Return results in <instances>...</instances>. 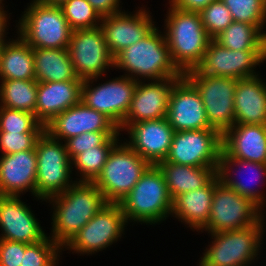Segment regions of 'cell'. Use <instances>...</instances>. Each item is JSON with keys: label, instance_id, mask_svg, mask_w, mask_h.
Returning a JSON list of instances; mask_svg holds the SVG:
<instances>
[{"label": "cell", "instance_id": "83f0119b", "mask_svg": "<svg viewBox=\"0 0 266 266\" xmlns=\"http://www.w3.org/2000/svg\"><path fill=\"white\" fill-rule=\"evenodd\" d=\"M13 38L0 45V80L35 79L33 48L18 34Z\"/></svg>", "mask_w": 266, "mask_h": 266}, {"label": "cell", "instance_id": "ba28073f", "mask_svg": "<svg viewBox=\"0 0 266 266\" xmlns=\"http://www.w3.org/2000/svg\"><path fill=\"white\" fill-rule=\"evenodd\" d=\"M149 166L121 139L110 151L100 175L93 183L107 203L119 204Z\"/></svg>", "mask_w": 266, "mask_h": 266}, {"label": "cell", "instance_id": "f6af8a7d", "mask_svg": "<svg viewBox=\"0 0 266 266\" xmlns=\"http://www.w3.org/2000/svg\"><path fill=\"white\" fill-rule=\"evenodd\" d=\"M37 1L46 5L60 6L63 2L67 0H37Z\"/></svg>", "mask_w": 266, "mask_h": 266}, {"label": "cell", "instance_id": "f35d334b", "mask_svg": "<svg viewBox=\"0 0 266 266\" xmlns=\"http://www.w3.org/2000/svg\"><path fill=\"white\" fill-rule=\"evenodd\" d=\"M120 132H85L65 141L69 158L82 153L85 149L101 146L109 137H121Z\"/></svg>", "mask_w": 266, "mask_h": 266}, {"label": "cell", "instance_id": "7a4b0ae2", "mask_svg": "<svg viewBox=\"0 0 266 266\" xmlns=\"http://www.w3.org/2000/svg\"><path fill=\"white\" fill-rule=\"evenodd\" d=\"M137 82L182 77L173 63L164 32L156 26L147 36L114 57V69Z\"/></svg>", "mask_w": 266, "mask_h": 266}, {"label": "cell", "instance_id": "2e32d148", "mask_svg": "<svg viewBox=\"0 0 266 266\" xmlns=\"http://www.w3.org/2000/svg\"><path fill=\"white\" fill-rule=\"evenodd\" d=\"M135 7L136 10L124 9L102 17L103 30L107 48L114 58L119 52L135 44L147 36L158 24L152 12L145 5Z\"/></svg>", "mask_w": 266, "mask_h": 266}, {"label": "cell", "instance_id": "4316f807", "mask_svg": "<svg viewBox=\"0 0 266 266\" xmlns=\"http://www.w3.org/2000/svg\"><path fill=\"white\" fill-rule=\"evenodd\" d=\"M261 76L237 79L234 124H266V80Z\"/></svg>", "mask_w": 266, "mask_h": 266}, {"label": "cell", "instance_id": "f546056e", "mask_svg": "<svg viewBox=\"0 0 266 266\" xmlns=\"http://www.w3.org/2000/svg\"><path fill=\"white\" fill-rule=\"evenodd\" d=\"M33 61L37 82L82 80L75 74L68 48H33Z\"/></svg>", "mask_w": 266, "mask_h": 266}, {"label": "cell", "instance_id": "ffe728a7", "mask_svg": "<svg viewBox=\"0 0 266 266\" xmlns=\"http://www.w3.org/2000/svg\"><path fill=\"white\" fill-rule=\"evenodd\" d=\"M123 132L128 138L122 141L150 165H157L166 159L175 131L165 117L130 124Z\"/></svg>", "mask_w": 266, "mask_h": 266}, {"label": "cell", "instance_id": "9c48e42d", "mask_svg": "<svg viewBox=\"0 0 266 266\" xmlns=\"http://www.w3.org/2000/svg\"><path fill=\"white\" fill-rule=\"evenodd\" d=\"M128 222L119 204L107 203L63 248L74 255L92 256L124 237Z\"/></svg>", "mask_w": 266, "mask_h": 266}, {"label": "cell", "instance_id": "4dcf8cb0", "mask_svg": "<svg viewBox=\"0 0 266 266\" xmlns=\"http://www.w3.org/2000/svg\"><path fill=\"white\" fill-rule=\"evenodd\" d=\"M214 40L230 50H266V31L245 22L233 21Z\"/></svg>", "mask_w": 266, "mask_h": 266}, {"label": "cell", "instance_id": "52a82bcc", "mask_svg": "<svg viewBox=\"0 0 266 266\" xmlns=\"http://www.w3.org/2000/svg\"><path fill=\"white\" fill-rule=\"evenodd\" d=\"M35 152L37 174L33 200L42 203L52 196L63 193L76 181L73 180L74 173L65 142L53 138L44 130L36 141Z\"/></svg>", "mask_w": 266, "mask_h": 266}, {"label": "cell", "instance_id": "bcb514c9", "mask_svg": "<svg viewBox=\"0 0 266 266\" xmlns=\"http://www.w3.org/2000/svg\"><path fill=\"white\" fill-rule=\"evenodd\" d=\"M4 2H5L4 0H0V9H7L6 7H8V5H6V3Z\"/></svg>", "mask_w": 266, "mask_h": 266}, {"label": "cell", "instance_id": "ee69618b", "mask_svg": "<svg viewBox=\"0 0 266 266\" xmlns=\"http://www.w3.org/2000/svg\"><path fill=\"white\" fill-rule=\"evenodd\" d=\"M9 11L6 9H0V44L4 43L7 38H9L7 35L9 32V26H10V14Z\"/></svg>", "mask_w": 266, "mask_h": 266}, {"label": "cell", "instance_id": "8fae6325", "mask_svg": "<svg viewBox=\"0 0 266 266\" xmlns=\"http://www.w3.org/2000/svg\"><path fill=\"white\" fill-rule=\"evenodd\" d=\"M184 76L199 91L209 125L221 134L234 125L237 79L201 74L195 68Z\"/></svg>", "mask_w": 266, "mask_h": 266}, {"label": "cell", "instance_id": "9a60e30c", "mask_svg": "<svg viewBox=\"0 0 266 266\" xmlns=\"http://www.w3.org/2000/svg\"><path fill=\"white\" fill-rule=\"evenodd\" d=\"M266 62V50H230L212 39L196 70L211 76L246 79L260 75L257 66Z\"/></svg>", "mask_w": 266, "mask_h": 266}, {"label": "cell", "instance_id": "8d00e7d4", "mask_svg": "<svg viewBox=\"0 0 266 266\" xmlns=\"http://www.w3.org/2000/svg\"><path fill=\"white\" fill-rule=\"evenodd\" d=\"M235 22L259 25L266 30V0H221Z\"/></svg>", "mask_w": 266, "mask_h": 266}, {"label": "cell", "instance_id": "d6a6232c", "mask_svg": "<svg viewBox=\"0 0 266 266\" xmlns=\"http://www.w3.org/2000/svg\"><path fill=\"white\" fill-rule=\"evenodd\" d=\"M38 82L0 80V106L35 114Z\"/></svg>", "mask_w": 266, "mask_h": 266}, {"label": "cell", "instance_id": "836d02e7", "mask_svg": "<svg viewBox=\"0 0 266 266\" xmlns=\"http://www.w3.org/2000/svg\"><path fill=\"white\" fill-rule=\"evenodd\" d=\"M59 7L73 31L101 25L102 17L87 0H67Z\"/></svg>", "mask_w": 266, "mask_h": 266}, {"label": "cell", "instance_id": "7c38bea8", "mask_svg": "<svg viewBox=\"0 0 266 266\" xmlns=\"http://www.w3.org/2000/svg\"><path fill=\"white\" fill-rule=\"evenodd\" d=\"M101 78L84 80L81 101L87 107L103 113L119 128L130 108L137 81L124 75L111 80L102 79L104 83L99 82Z\"/></svg>", "mask_w": 266, "mask_h": 266}, {"label": "cell", "instance_id": "1f68e13d", "mask_svg": "<svg viewBox=\"0 0 266 266\" xmlns=\"http://www.w3.org/2000/svg\"><path fill=\"white\" fill-rule=\"evenodd\" d=\"M123 136L122 133V137H109L101 146L85 149L82 153L74 156L71 159V169L78 177L74 178L75 181L93 183L100 175L110 151L124 138Z\"/></svg>", "mask_w": 266, "mask_h": 266}, {"label": "cell", "instance_id": "6da1fadb", "mask_svg": "<svg viewBox=\"0 0 266 266\" xmlns=\"http://www.w3.org/2000/svg\"><path fill=\"white\" fill-rule=\"evenodd\" d=\"M51 233L48 236L62 249L106 204L94 183L75 182L63 193L48 198Z\"/></svg>", "mask_w": 266, "mask_h": 266}, {"label": "cell", "instance_id": "7bdbcfd3", "mask_svg": "<svg viewBox=\"0 0 266 266\" xmlns=\"http://www.w3.org/2000/svg\"><path fill=\"white\" fill-rule=\"evenodd\" d=\"M174 7L185 10L199 12L215 0H167Z\"/></svg>", "mask_w": 266, "mask_h": 266}, {"label": "cell", "instance_id": "e0dca14e", "mask_svg": "<svg viewBox=\"0 0 266 266\" xmlns=\"http://www.w3.org/2000/svg\"><path fill=\"white\" fill-rule=\"evenodd\" d=\"M216 174L224 185L230 187L242 197L249 198L266 213L264 211L266 210V194L264 188L261 187L266 184V164L220 154ZM244 176L246 178L249 176V180H246Z\"/></svg>", "mask_w": 266, "mask_h": 266}, {"label": "cell", "instance_id": "ac0fdd59", "mask_svg": "<svg viewBox=\"0 0 266 266\" xmlns=\"http://www.w3.org/2000/svg\"><path fill=\"white\" fill-rule=\"evenodd\" d=\"M28 205L22 196L0 195V239L34 244L48 236Z\"/></svg>", "mask_w": 266, "mask_h": 266}, {"label": "cell", "instance_id": "f1b7e54d", "mask_svg": "<svg viewBox=\"0 0 266 266\" xmlns=\"http://www.w3.org/2000/svg\"><path fill=\"white\" fill-rule=\"evenodd\" d=\"M161 170L168 191L174 199L178 195L204 187L215 175L218 167H194L161 161Z\"/></svg>", "mask_w": 266, "mask_h": 266}, {"label": "cell", "instance_id": "d4e9b609", "mask_svg": "<svg viewBox=\"0 0 266 266\" xmlns=\"http://www.w3.org/2000/svg\"><path fill=\"white\" fill-rule=\"evenodd\" d=\"M221 154L266 164V124H234L222 134Z\"/></svg>", "mask_w": 266, "mask_h": 266}, {"label": "cell", "instance_id": "60d3db41", "mask_svg": "<svg viewBox=\"0 0 266 266\" xmlns=\"http://www.w3.org/2000/svg\"><path fill=\"white\" fill-rule=\"evenodd\" d=\"M29 244L0 239V266H20Z\"/></svg>", "mask_w": 266, "mask_h": 266}, {"label": "cell", "instance_id": "30bf717a", "mask_svg": "<svg viewBox=\"0 0 266 266\" xmlns=\"http://www.w3.org/2000/svg\"><path fill=\"white\" fill-rule=\"evenodd\" d=\"M249 198L219 181L215 185L208 222L198 231L217 233L252 227L265 215Z\"/></svg>", "mask_w": 266, "mask_h": 266}, {"label": "cell", "instance_id": "5bb4252c", "mask_svg": "<svg viewBox=\"0 0 266 266\" xmlns=\"http://www.w3.org/2000/svg\"><path fill=\"white\" fill-rule=\"evenodd\" d=\"M222 134L214 128L175 131L166 162L194 167H218Z\"/></svg>", "mask_w": 266, "mask_h": 266}, {"label": "cell", "instance_id": "8992f818", "mask_svg": "<svg viewBox=\"0 0 266 266\" xmlns=\"http://www.w3.org/2000/svg\"><path fill=\"white\" fill-rule=\"evenodd\" d=\"M20 16L16 33L32 48H68L73 30L59 6L31 0Z\"/></svg>", "mask_w": 266, "mask_h": 266}, {"label": "cell", "instance_id": "ab89813d", "mask_svg": "<svg viewBox=\"0 0 266 266\" xmlns=\"http://www.w3.org/2000/svg\"><path fill=\"white\" fill-rule=\"evenodd\" d=\"M41 134L0 132L1 155L33 149Z\"/></svg>", "mask_w": 266, "mask_h": 266}, {"label": "cell", "instance_id": "b9f144b4", "mask_svg": "<svg viewBox=\"0 0 266 266\" xmlns=\"http://www.w3.org/2000/svg\"><path fill=\"white\" fill-rule=\"evenodd\" d=\"M101 17L109 16L122 10L121 0H87Z\"/></svg>", "mask_w": 266, "mask_h": 266}, {"label": "cell", "instance_id": "4fadbf2b", "mask_svg": "<svg viewBox=\"0 0 266 266\" xmlns=\"http://www.w3.org/2000/svg\"><path fill=\"white\" fill-rule=\"evenodd\" d=\"M68 51L75 74L82 80L101 76L106 79V73L114 69V58L101 26L73 31Z\"/></svg>", "mask_w": 266, "mask_h": 266}, {"label": "cell", "instance_id": "d6986e66", "mask_svg": "<svg viewBox=\"0 0 266 266\" xmlns=\"http://www.w3.org/2000/svg\"><path fill=\"white\" fill-rule=\"evenodd\" d=\"M166 118L174 131L212 128L199 91L184 75L171 90Z\"/></svg>", "mask_w": 266, "mask_h": 266}, {"label": "cell", "instance_id": "44dd1931", "mask_svg": "<svg viewBox=\"0 0 266 266\" xmlns=\"http://www.w3.org/2000/svg\"><path fill=\"white\" fill-rule=\"evenodd\" d=\"M181 77L157 81H139L126 117L119 132L130 124L166 117L169 97L174 84Z\"/></svg>", "mask_w": 266, "mask_h": 266}, {"label": "cell", "instance_id": "d590c367", "mask_svg": "<svg viewBox=\"0 0 266 266\" xmlns=\"http://www.w3.org/2000/svg\"><path fill=\"white\" fill-rule=\"evenodd\" d=\"M62 251L63 249L47 236L41 242L29 244L25 248L20 266H59Z\"/></svg>", "mask_w": 266, "mask_h": 266}, {"label": "cell", "instance_id": "e575fe53", "mask_svg": "<svg viewBox=\"0 0 266 266\" xmlns=\"http://www.w3.org/2000/svg\"><path fill=\"white\" fill-rule=\"evenodd\" d=\"M44 130L35 114L0 106V132L43 133Z\"/></svg>", "mask_w": 266, "mask_h": 266}, {"label": "cell", "instance_id": "5b68a950", "mask_svg": "<svg viewBox=\"0 0 266 266\" xmlns=\"http://www.w3.org/2000/svg\"><path fill=\"white\" fill-rule=\"evenodd\" d=\"M173 199L157 165H150L119 203L128 224L160 225L172 211Z\"/></svg>", "mask_w": 266, "mask_h": 266}, {"label": "cell", "instance_id": "cb8c5ba5", "mask_svg": "<svg viewBox=\"0 0 266 266\" xmlns=\"http://www.w3.org/2000/svg\"><path fill=\"white\" fill-rule=\"evenodd\" d=\"M84 80L38 82L35 117L45 127L58 114L81 102Z\"/></svg>", "mask_w": 266, "mask_h": 266}, {"label": "cell", "instance_id": "7402d4cb", "mask_svg": "<svg viewBox=\"0 0 266 266\" xmlns=\"http://www.w3.org/2000/svg\"><path fill=\"white\" fill-rule=\"evenodd\" d=\"M53 138L65 142L85 132H119L103 113L87 107L82 101L58 114L45 126Z\"/></svg>", "mask_w": 266, "mask_h": 266}, {"label": "cell", "instance_id": "484cf974", "mask_svg": "<svg viewBox=\"0 0 266 266\" xmlns=\"http://www.w3.org/2000/svg\"><path fill=\"white\" fill-rule=\"evenodd\" d=\"M217 174L202 188L184 192L173 199L170 217L193 232H198L209 219Z\"/></svg>", "mask_w": 266, "mask_h": 266}, {"label": "cell", "instance_id": "603a6c76", "mask_svg": "<svg viewBox=\"0 0 266 266\" xmlns=\"http://www.w3.org/2000/svg\"><path fill=\"white\" fill-rule=\"evenodd\" d=\"M37 155L31 150L0 155V195L35 197Z\"/></svg>", "mask_w": 266, "mask_h": 266}, {"label": "cell", "instance_id": "74e56055", "mask_svg": "<svg viewBox=\"0 0 266 266\" xmlns=\"http://www.w3.org/2000/svg\"><path fill=\"white\" fill-rule=\"evenodd\" d=\"M198 13L205 31L212 39L234 21L228 7L221 0L212 1Z\"/></svg>", "mask_w": 266, "mask_h": 266}, {"label": "cell", "instance_id": "277c9868", "mask_svg": "<svg viewBox=\"0 0 266 266\" xmlns=\"http://www.w3.org/2000/svg\"><path fill=\"white\" fill-rule=\"evenodd\" d=\"M266 214L252 227L207 233L210 242L198 266H253L260 259L266 232ZM213 239V240H212ZM201 259V260H200Z\"/></svg>", "mask_w": 266, "mask_h": 266}, {"label": "cell", "instance_id": "3957f363", "mask_svg": "<svg viewBox=\"0 0 266 266\" xmlns=\"http://www.w3.org/2000/svg\"><path fill=\"white\" fill-rule=\"evenodd\" d=\"M162 27L173 63L184 74L196 68L212 38L198 12L178 9L169 2Z\"/></svg>", "mask_w": 266, "mask_h": 266}]
</instances>
